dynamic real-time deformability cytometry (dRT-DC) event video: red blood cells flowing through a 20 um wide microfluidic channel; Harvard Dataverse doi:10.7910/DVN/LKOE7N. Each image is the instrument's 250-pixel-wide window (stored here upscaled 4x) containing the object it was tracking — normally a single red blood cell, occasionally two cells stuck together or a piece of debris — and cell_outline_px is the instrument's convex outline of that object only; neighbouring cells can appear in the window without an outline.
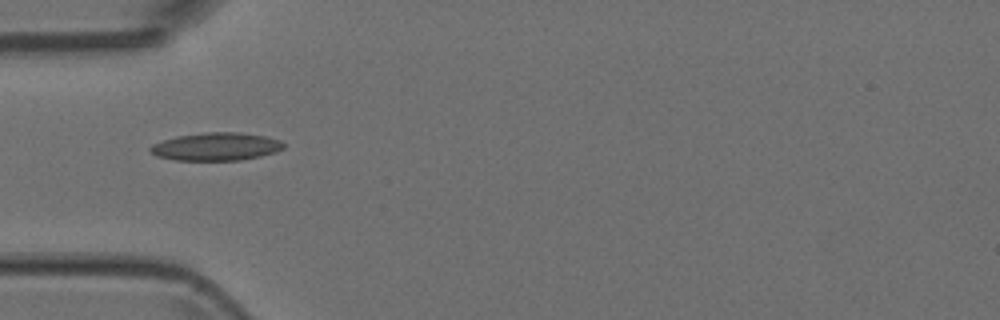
{"species": "Egyptian fruit bat (a non-hibernating species)", "species_latin": "Rousettus aegyptiacus", "temperature_condition": "room temperature", "stored_images_in_passage": 4, "camera_frame_rate_fps": 3000, "um_per_image_px": 0.085, "animal": {"sex": "female"}, "frame": {"image": 1, "passage_image": 4, "time_ms": 1.0, "image_size_px": [1000, 320], "cell_outline_px": [[284, 148], [276, 152], [260, 156], [240, 160], [176, 160], [156, 156], [148, 148], [152, 144], [176, 136], [204, 132], [240, 132], [264, 136], [280, 140], [284, 144]], "centroid_in_image_um": [18.37, 12.45], "position_along_channel_um": 66.6, "area_um2": 21.68}}